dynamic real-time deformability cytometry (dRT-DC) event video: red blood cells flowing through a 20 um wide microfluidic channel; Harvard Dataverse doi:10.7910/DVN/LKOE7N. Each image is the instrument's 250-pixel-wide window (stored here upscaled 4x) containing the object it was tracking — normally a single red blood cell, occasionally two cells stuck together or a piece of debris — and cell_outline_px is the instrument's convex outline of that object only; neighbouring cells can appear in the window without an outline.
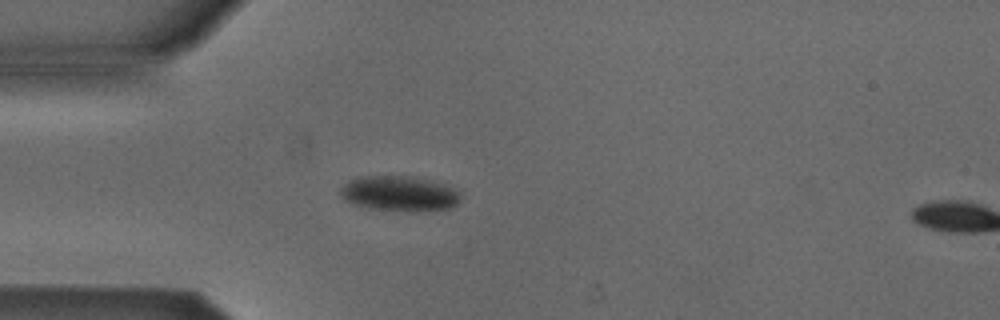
{"species": "Egyptian fruit bat (a non-hibernating species)", "species_latin": "Rousettus aegyptiacus", "temperature_condition": "cold", "stored_images_in_passage": 5, "camera_frame_rate_fps": 3000, "um_per_image_px": 0.085, "animal": {"sex": "male"}, "frame": {"image": 1, "passage_image": 4, "time_ms": 1.0, "image_size_px": [1000, 320], "cell_outline_px": [[460, 200], [452, 208], [412, 212], [408, 212], [368, 208], [352, 204], [344, 200], [340, 196], [340, 188], [348, 180], [360, 176], [404, 176], [428, 180], [444, 184], [460, 192]], "centroid_in_image_um": [33.91, 16.47], "position_along_channel_um": 51.1, "area_um2": 24.85}}